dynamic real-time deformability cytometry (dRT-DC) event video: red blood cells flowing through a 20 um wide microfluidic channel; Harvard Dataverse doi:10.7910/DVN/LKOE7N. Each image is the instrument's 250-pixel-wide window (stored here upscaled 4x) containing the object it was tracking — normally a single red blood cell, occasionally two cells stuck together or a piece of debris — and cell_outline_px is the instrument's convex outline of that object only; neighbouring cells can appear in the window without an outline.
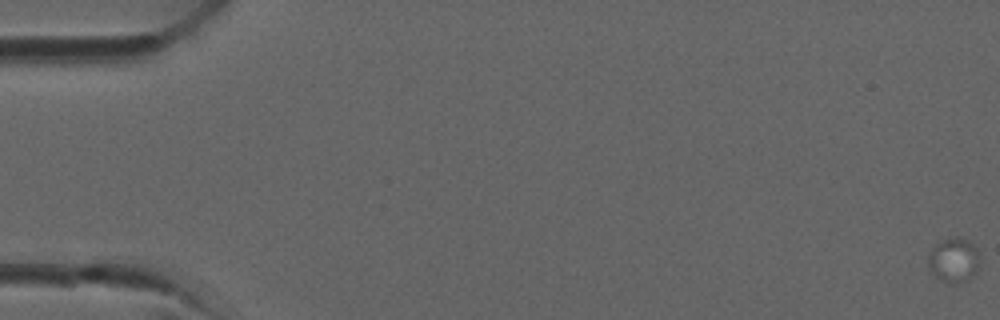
{"species": "common noctule bat (a hibernating species)", "species_latin": "Nyctalus noctula", "temperature_condition": "room temperature", "stored_images_in_passage": 14, "camera_frame_rate_fps": 3000, "um_per_image_px": 0.085, "animal": {"sex": "male", "forearm_length_mm": 52.5}, "frame": {"image": 1, "passage_image": 1, "time_ms": 0.0, "image_size_px": [1000, 320], "cell_outline_px": [[980, 268], [968, 280], [956, 284], [948, 284], [940, 280], [928, 268], [928, 256], [932, 248], [940, 240], [956, 236], [968, 240], [976, 248]], "centroid_in_image_um": [81.06, 22.13], "position_along_channel_um": 3.9, "area_um2": 13.58}}
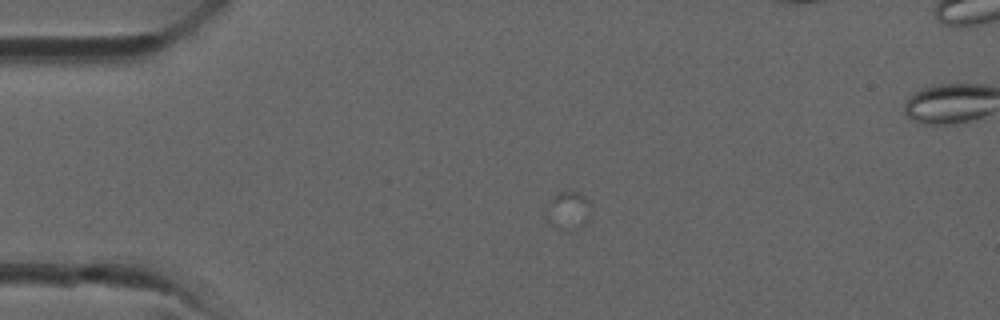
{"frame": {"image": 2, "passage_image": 10, "time_ms": 3.0, "image_size_px": [1000, 320], "cell_outline_px": [[588, 220], [584, 224], [572, 232], [568, 232], [556, 228], [548, 224], [544, 212], [544, 208], [548, 200], [552, 196], [560, 192], [580, 192], [588, 200]], "centroid_in_image_um": [48.19, 17.93], "position_along_channel_um": 36.8, "area_um2": 10.29}}